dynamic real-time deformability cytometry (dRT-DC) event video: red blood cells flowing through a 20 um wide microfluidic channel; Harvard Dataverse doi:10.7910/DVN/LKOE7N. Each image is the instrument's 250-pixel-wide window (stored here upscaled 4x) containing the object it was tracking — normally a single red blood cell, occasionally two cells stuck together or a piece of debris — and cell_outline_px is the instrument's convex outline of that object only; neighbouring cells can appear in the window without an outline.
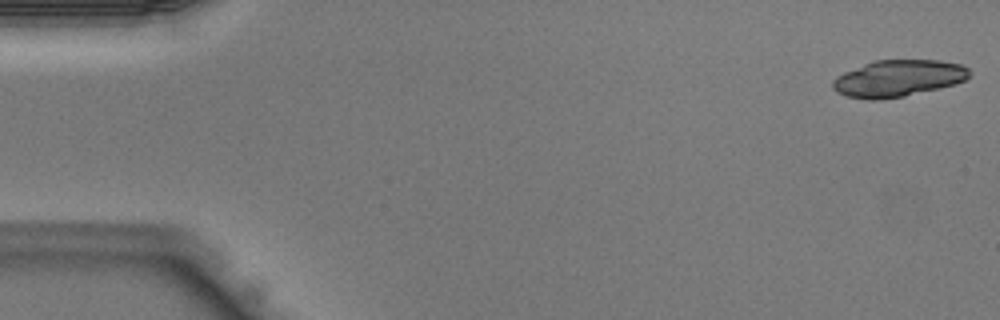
{"species": "Egyptian fruit bat (a non-hibernating species)", "species_latin": "Rousettus aegyptiacus", "temperature_condition": "warm", "stored_images_in_passage": 14, "camera_frame_rate_fps": 3000, "um_per_image_px": 0.085, "animal": {"sex": "male"}, "frame": {"image": 1, "passage_image": 1, "time_ms": 0.0, "image_size_px": [1000, 320], "cell_outline_px": [[968, 76], [964, 80], [956, 84], [940, 88], [904, 96], [880, 100], [868, 100], [844, 96], [836, 92], [832, 88], [832, 80], [836, 76], [844, 72], [872, 60], [940, 60], [960, 64], [968, 68]], "centroid_in_image_um": [76.28, 6.66], "position_along_channel_um": 8.7, "area_um2": 29.42}}
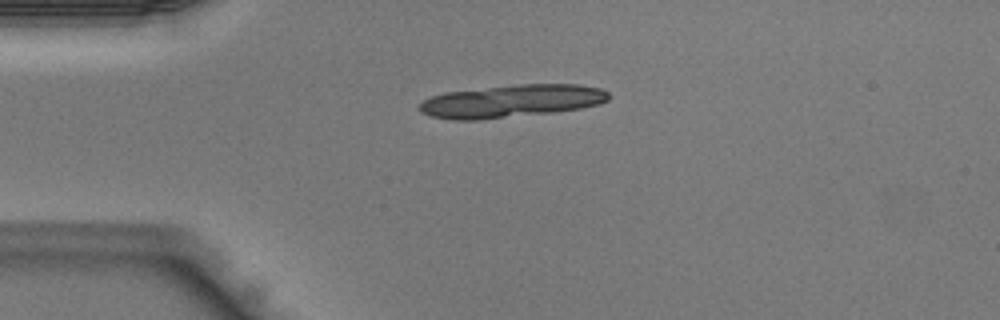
{"frame": {"image": 2, "passage_image": 10, "time_ms": 3.0, "image_size_px": [1000, 320], "cell_outline_px": [[608, 100], [600, 104], [580, 108], [556, 112], [480, 120], [452, 120], [432, 116], [420, 112], [416, 108], [424, 100], [432, 96], [444, 92], [520, 84], [580, 84], [600, 88], [608, 92]], "centroid_in_image_um": [43.47, 8.6], "position_along_channel_um": 41.5, "area_um2": 36.18}}